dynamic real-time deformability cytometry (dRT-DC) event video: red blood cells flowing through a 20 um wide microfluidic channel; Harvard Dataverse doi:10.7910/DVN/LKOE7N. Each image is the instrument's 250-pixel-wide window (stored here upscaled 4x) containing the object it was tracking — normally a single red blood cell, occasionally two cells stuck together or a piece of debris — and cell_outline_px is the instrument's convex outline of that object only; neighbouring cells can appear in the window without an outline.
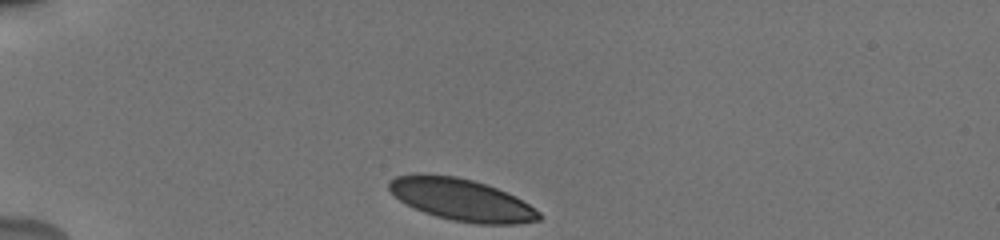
{"species": "human", "species_latin": "Homo sapiens", "temperature_condition": "cold", "stored_images_in_passage": 34, "camera_frame_rate_fps": 3000, "um_per_image_px": 0.085, "donor": {"sex": "male"}, "frame": {"image": 1, "passage_image": 1, "time_ms": 0.0, "image_size_px": [1000, 240], "cell_outline_px": [[544, 216], [540, 220], [516, 224], [476, 224], [452, 220], [436, 216], [424, 212], [400, 200], [388, 188], [388, 184], [396, 176], [416, 172], [428, 172], [456, 176], [472, 180], [496, 188], [516, 196], [540, 212]], "centroid_in_image_um": [39.23, 16.96], "position_along_channel_um": 45.8, "area_um2": 36.88}}
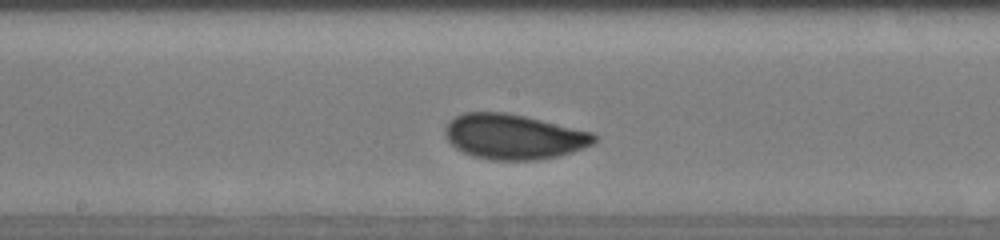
{"frame": {"image": 2, "passage_image": 17, "time_ms": 5.333, "image_size_px": [1000, 240], "cell_outline_px": [[596, 140], [592, 144], [584, 148], [572, 152], [556, 156], [536, 160], [492, 160], [472, 156], [456, 148], [444, 136], [444, 128], [448, 120], [464, 112], [504, 112], [524, 116], [592, 132], [596, 136]], "centroid_in_image_um": [43.62, 11.61], "position_along_channel_um": 204.6, "area_um2": 39.13}}
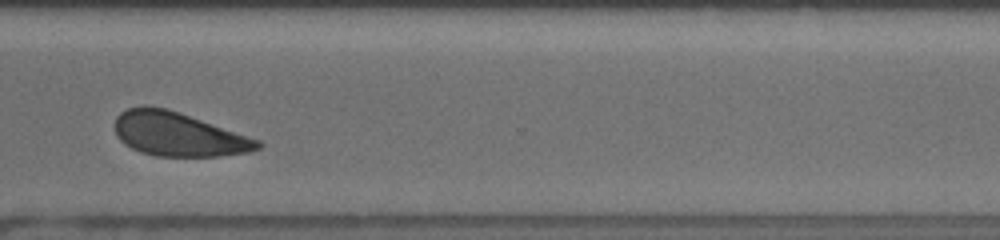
{"frame": {"image": 3, "passage_image": 29, "time_ms": 9.333, "image_size_px": [1000, 240], "cell_outline_px": [[264, 144], [260, 148], [248, 152], [220, 156], [156, 156], [140, 152], [124, 144], [116, 136], [112, 124], [116, 116], [120, 112], [128, 108], [144, 104], [168, 108], [260, 140]], "centroid_in_image_um": [15.09, 11.39], "position_along_channel_um": 355.5, "area_um2": 36.99}, "authors_computed_cell_mechanics": {"area_um2": 38.3792, "velocity_mm_per_s": 3.7648, "shape_relaxation_time_tau1_ms": 2.2481, "shape_relaxation_time_tau2_ms": null, "deformation_change_tau1": 0.0907, "deformation_change_tau2": null}}